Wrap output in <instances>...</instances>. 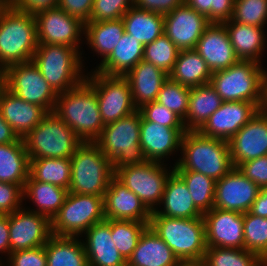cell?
I'll return each instance as SVG.
<instances>
[{"instance_id": "6da1fadb", "label": "cell", "mask_w": 267, "mask_h": 266, "mask_svg": "<svg viewBox=\"0 0 267 266\" xmlns=\"http://www.w3.org/2000/svg\"><path fill=\"white\" fill-rule=\"evenodd\" d=\"M180 151L174 171H194L218 181L234 168L228 141L204 136L199 131L184 133Z\"/></svg>"}, {"instance_id": "7a4b0ae2", "label": "cell", "mask_w": 267, "mask_h": 266, "mask_svg": "<svg viewBox=\"0 0 267 266\" xmlns=\"http://www.w3.org/2000/svg\"><path fill=\"white\" fill-rule=\"evenodd\" d=\"M37 46L34 14L6 3L0 9V67L32 61Z\"/></svg>"}, {"instance_id": "3957f363", "label": "cell", "mask_w": 267, "mask_h": 266, "mask_svg": "<svg viewBox=\"0 0 267 266\" xmlns=\"http://www.w3.org/2000/svg\"><path fill=\"white\" fill-rule=\"evenodd\" d=\"M54 113L83 142H94L105 126L101 119L95 90L86 81L58 94Z\"/></svg>"}, {"instance_id": "277c9868", "label": "cell", "mask_w": 267, "mask_h": 266, "mask_svg": "<svg viewBox=\"0 0 267 266\" xmlns=\"http://www.w3.org/2000/svg\"><path fill=\"white\" fill-rule=\"evenodd\" d=\"M32 61L57 94L77 87L86 79L82 53L74 47L38 43Z\"/></svg>"}, {"instance_id": "5b68a950", "label": "cell", "mask_w": 267, "mask_h": 266, "mask_svg": "<svg viewBox=\"0 0 267 266\" xmlns=\"http://www.w3.org/2000/svg\"><path fill=\"white\" fill-rule=\"evenodd\" d=\"M149 226L179 260L203 261L207 250L203 217L173 218L151 215Z\"/></svg>"}, {"instance_id": "8992f818", "label": "cell", "mask_w": 267, "mask_h": 266, "mask_svg": "<svg viewBox=\"0 0 267 266\" xmlns=\"http://www.w3.org/2000/svg\"><path fill=\"white\" fill-rule=\"evenodd\" d=\"M142 116L137 110L115 122L106 124L94 143L111 161L113 171L126 165L146 161L140 145Z\"/></svg>"}, {"instance_id": "52a82bcc", "label": "cell", "mask_w": 267, "mask_h": 266, "mask_svg": "<svg viewBox=\"0 0 267 266\" xmlns=\"http://www.w3.org/2000/svg\"><path fill=\"white\" fill-rule=\"evenodd\" d=\"M265 72L262 64L239 60L227 69L212 72L210 85L224 102L246 101L261 109Z\"/></svg>"}, {"instance_id": "ba28073f", "label": "cell", "mask_w": 267, "mask_h": 266, "mask_svg": "<svg viewBox=\"0 0 267 266\" xmlns=\"http://www.w3.org/2000/svg\"><path fill=\"white\" fill-rule=\"evenodd\" d=\"M70 159L69 193L104 197L115 172L101 149L94 142H83Z\"/></svg>"}, {"instance_id": "9c48e42d", "label": "cell", "mask_w": 267, "mask_h": 266, "mask_svg": "<svg viewBox=\"0 0 267 266\" xmlns=\"http://www.w3.org/2000/svg\"><path fill=\"white\" fill-rule=\"evenodd\" d=\"M23 140L29 158H70L83 143L54 112L47 113Z\"/></svg>"}, {"instance_id": "30bf717a", "label": "cell", "mask_w": 267, "mask_h": 266, "mask_svg": "<svg viewBox=\"0 0 267 266\" xmlns=\"http://www.w3.org/2000/svg\"><path fill=\"white\" fill-rule=\"evenodd\" d=\"M104 197L68 193L51 220L52 235L82 237L95 223L105 220Z\"/></svg>"}, {"instance_id": "8fae6325", "label": "cell", "mask_w": 267, "mask_h": 266, "mask_svg": "<svg viewBox=\"0 0 267 266\" xmlns=\"http://www.w3.org/2000/svg\"><path fill=\"white\" fill-rule=\"evenodd\" d=\"M165 166V163L145 161L120 167L115 176L140 198L150 212H154L161 204L166 181L174 171V167L169 170Z\"/></svg>"}, {"instance_id": "7c38bea8", "label": "cell", "mask_w": 267, "mask_h": 266, "mask_svg": "<svg viewBox=\"0 0 267 266\" xmlns=\"http://www.w3.org/2000/svg\"><path fill=\"white\" fill-rule=\"evenodd\" d=\"M4 87L22 100L42 107L47 113L54 112L58 94L33 61L6 67Z\"/></svg>"}, {"instance_id": "4fadbf2b", "label": "cell", "mask_w": 267, "mask_h": 266, "mask_svg": "<svg viewBox=\"0 0 267 266\" xmlns=\"http://www.w3.org/2000/svg\"><path fill=\"white\" fill-rule=\"evenodd\" d=\"M89 73L85 81L95 90L104 125L137 111L129 82L124 76H109L95 70Z\"/></svg>"}, {"instance_id": "5bb4252c", "label": "cell", "mask_w": 267, "mask_h": 266, "mask_svg": "<svg viewBox=\"0 0 267 266\" xmlns=\"http://www.w3.org/2000/svg\"><path fill=\"white\" fill-rule=\"evenodd\" d=\"M34 16L38 43L68 45L80 51L85 23L59 7L38 11Z\"/></svg>"}, {"instance_id": "9a60e30c", "label": "cell", "mask_w": 267, "mask_h": 266, "mask_svg": "<svg viewBox=\"0 0 267 266\" xmlns=\"http://www.w3.org/2000/svg\"><path fill=\"white\" fill-rule=\"evenodd\" d=\"M10 253L43 246L52 236L51 220L25 207L9 214Z\"/></svg>"}, {"instance_id": "2e32d148", "label": "cell", "mask_w": 267, "mask_h": 266, "mask_svg": "<svg viewBox=\"0 0 267 266\" xmlns=\"http://www.w3.org/2000/svg\"><path fill=\"white\" fill-rule=\"evenodd\" d=\"M203 219L207 248L244 249L243 213L212 208Z\"/></svg>"}, {"instance_id": "e0dca14e", "label": "cell", "mask_w": 267, "mask_h": 266, "mask_svg": "<svg viewBox=\"0 0 267 266\" xmlns=\"http://www.w3.org/2000/svg\"><path fill=\"white\" fill-rule=\"evenodd\" d=\"M210 24L206 16L184 3L164 15V34L180 51L195 49Z\"/></svg>"}, {"instance_id": "ac0fdd59", "label": "cell", "mask_w": 267, "mask_h": 266, "mask_svg": "<svg viewBox=\"0 0 267 266\" xmlns=\"http://www.w3.org/2000/svg\"><path fill=\"white\" fill-rule=\"evenodd\" d=\"M260 188L237 168H233L215 183L214 207L221 210L247 213Z\"/></svg>"}, {"instance_id": "d6986e66", "label": "cell", "mask_w": 267, "mask_h": 266, "mask_svg": "<svg viewBox=\"0 0 267 266\" xmlns=\"http://www.w3.org/2000/svg\"><path fill=\"white\" fill-rule=\"evenodd\" d=\"M259 110L255 103L223 101L198 131L207 137L229 141Z\"/></svg>"}, {"instance_id": "ffe728a7", "label": "cell", "mask_w": 267, "mask_h": 266, "mask_svg": "<svg viewBox=\"0 0 267 266\" xmlns=\"http://www.w3.org/2000/svg\"><path fill=\"white\" fill-rule=\"evenodd\" d=\"M231 160L240 163L267 155V113L261 109L229 141Z\"/></svg>"}, {"instance_id": "44dd1931", "label": "cell", "mask_w": 267, "mask_h": 266, "mask_svg": "<svg viewBox=\"0 0 267 266\" xmlns=\"http://www.w3.org/2000/svg\"><path fill=\"white\" fill-rule=\"evenodd\" d=\"M186 131L185 127H166L142 117L140 145L146 161L164 163L169 155L180 150Z\"/></svg>"}, {"instance_id": "7402d4cb", "label": "cell", "mask_w": 267, "mask_h": 266, "mask_svg": "<svg viewBox=\"0 0 267 266\" xmlns=\"http://www.w3.org/2000/svg\"><path fill=\"white\" fill-rule=\"evenodd\" d=\"M104 215L106 219L111 220L150 222L151 212L140 198L114 175L104 195Z\"/></svg>"}, {"instance_id": "603a6c76", "label": "cell", "mask_w": 267, "mask_h": 266, "mask_svg": "<svg viewBox=\"0 0 267 266\" xmlns=\"http://www.w3.org/2000/svg\"><path fill=\"white\" fill-rule=\"evenodd\" d=\"M195 50L212 72L227 69L239 61L223 23H211L198 40Z\"/></svg>"}, {"instance_id": "cb8c5ba5", "label": "cell", "mask_w": 267, "mask_h": 266, "mask_svg": "<svg viewBox=\"0 0 267 266\" xmlns=\"http://www.w3.org/2000/svg\"><path fill=\"white\" fill-rule=\"evenodd\" d=\"M84 235L83 244L89 266H127V261L112 240L111 219L95 223Z\"/></svg>"}, {"instance_id": "d4e9b609", "label": "cell", "mask_w": 267, "mask_h": 266, "mask_svg": "<svg viewBox=\"0 0 267 266\" xmlns=\"http://www.w3.org/2000/svg\"><path fill=\"white\" fill-rule=\"evenodd\" d=\"M0 113L21 139L47 114L42 107L22 100L4 86L0 90Z\"/></svg>"}, {"instance_id": "484cf974", "label": "cell", "mask_w": 267, "mask_h": 266, "mask_svg": "<svg viewBox=\"0 0 267 266\" xmlns=\"http://www.w3.org/2000/svg\"><path fill=\"white\" fill-rule=\"evenodd\" d=\"M124 77L129 82L132 101L138 109L146 103L156 101L158 93L169 75L153 64L142 60Z\"/></svg>"}, {"instance_id": "4316f807", "label": "cell", "mask_w": 267, "mask_h": 266, "mask_svg": "<svg viewBox=\"0 0 267 266\" xmlns=\"http://www.w3.org/2000/svg\"><path fill=\"white\" fill-rule=\"evenodd\" d=\"M161 205H163L162 209L160 208ZM159 208L151 212V215L173 218L203 217V213L193 203L185 182L174 171L169 175L166 181Z\"/></svg>"}, {"instance_id": "83f0119b", "label": "cell", "mask_w": 267, "mask_h": 266, "mask_svg": "<svg viewBox=\"0 0 267 266\" xmlns=\"http://www.w3.org/2000/svg\"><path fill=\"white\" fill-rule=\"evenodd\" d=\"M229 34L230 42L239 60L254 61L261 64L266 48L264 27L241 24L231 20L223 22Z\"/></svg>"}, {"instance_id": "f1b7e54d", "label": "cell", "mask_w": 267, "mask_h": 266, "mask_svg": "<svg viewBox=\"0 0 267 266\" xmlns=\"http://www.w3.org/2000/svg\"><path fill=\"white\" fill-rule=\"evenodd\" d=\"M178 261L170 247L148 226L127 260V266H174Z\"/></svg>"}, {"instance_id": "f546056e", "label": "cell", "mask_w": 267, "mask_h": 266, "mask_svg": "<svg viewBox=\"0 0 267 266\" xmlns=\"http://www.w3.org/2000/svg\"><path fill=\"white\" fill-rule=\"evenodd\" d=\"M143 52L144 46L124 32L116 47L95 71L109 76H125L143 60Z\"/></svg>"}, {"instance_id": "4dcf8cb0", "label": "cell", "mask_w": 267, "mask_h": 266, "mask_svg": "<svg viewBox=\"0 0 267 266\" xmlns=\"http://www.w3.org/2000/svg\"><path fill=\"white\" fill-rule=\"evenodd\" d=\"M68 193V189L54 184L32 180L28 177L23 188V200L28 197L37 207L35 209H26L44 215L52 220L65 202Z\"/></svg>"}, {"instance_id": "1f68e13d", "label": "cell", "mask_w": 267, "mask_h": 266, "mask_svg": "<svg viewBox=\"0 0 267 266\" xmlns=\"http://www.w3.org/2000/svg\"><path fill=\"white\" fill-rule=\"evenodd\" d=\"M221 97L209 84L191 88L186 119L183 121L187 131H198L209 117L220 108Z\"/></svg>"}, {"instance_id": "d6a6232c", "label": "cell", "mask_w": 267, "mask_h": 266, "mask_svg": "<svg viewBox=\"0 0 267 266\" xmlns=\"http://www.w3.org/2000/svg\"><path fill=\"white\" fill-rule=\"evenodd\" d=\"M212 71L195 49L178 53L169 78L179 84L193 88L210 83Z\"/></svg>"}, {"instance_id": "836d02e7", "label": "cell", "mask_w": 267, "mask_h": 266, "mask_svg": "<svg viewBox=\"0 0 267 266\" xmlns=\"http://www.w3.org/2000/svg\"><path fill=\"white\" fill-rule=\"evenodd\" d=\"M29 177V157L23 139L0 144V182L24 188Z\"/></svg>"}, {"instance_id": "e575fe53", "label": "cell", "mask_w": 267, "mask_h": 266, "mask_svg": "<svg viewBox=\"0 0 267 266\" xmlns=\"http://www.w3.org/2000/svg\"><path fill=\"white\" fill-rule=\"evenodd\" d=\"M79 237L52 235L45 244L47 266H89Z\"/></svg>"}, {"instance_id": "d590c367", "label": "cell", "mask_w": 267, "mask_h": 266, "mask_svg": "<svg viewBox=\"0 0 267 266\" xmlns=\"http://www.w3.org/2000/svg\"><path fill=\"white\" fill-rule=\"evenodd\" d=\"M125 32L143 46L153 42L164 33V15L152 11L130 8L122 17Z\"/></svg>"}, {"instance_id": "8d00e7d4", "label": "cell", "mask_w": 267, "mask_h": 266, "mask_svg": "<svg viewBox=\"0 0 267 266\" xmlns=\"http://www.w3.org/2000/svg\"><path fill=\"white\" fill-rule=\"evenodd\" d=\"M125 32L122 18L103 22H87L85 24L86 44L96 54L102 57L103 62L116 47Z\"/></svg>"}, {"instance_id": "74e56055", "label": "cell", "mask_w": 267, "mask_h": 266, "mask_svg": "<svg viewBox=\"0 0 267 266\" xmlns=\"http://www.w3.org/2000/svg\"><path fill=\"white\" fill-rule=\"evenodd\" d=\"M70 158H29V177L68 189L71 182Z\"/></svg>"}, {"instance_id": "f35d334b", "label": "cell", "mask_w": 267, "mask_h": 266, "mask_svg": "<svg viewBox=\"0 0 267 266\" xmlns=\"http://www.w3.org/2000/svg\"><path fill=\"white\" fill-rule=\"evenodd\" d=\"M186 184L193 203L202 212L214 207L215 183L212 178L194 171H174Z\"/></svg>"}, {"instance_id": "ab89813d", "label": "cell", "mask_w": 267, "mask_h": 266, "mask_svg": "<svg viewBox=\"0 0 267 266\" xmlns=\"http://www.w3.org/2000/svg\"><path fill=\"white\" fill-rule=\"evenodd\" d=\"M204 266H267L257 254L245 249L211 247L207 248Z\"/></svg>"}, {"instance_id": "60d3db41", "label": "cell", "mask_w": 267, "mask_h": 266, "mask_svg": "<svg viewBox=\"0 0 267 266\" xmlns=\"http://www.w3.org/2000/svg\"><path fill=\"white\" fill-rule=\"evenodd\" d=\"M148 226L149 222L111 220L112 240L126 261L136 248L141 234Z\"/></svg>"}, {"instance_id": "b9f144b4", "label": "cell", "mask_w": 267, "mask_h": 266, "mask_svg": "<svg viewBox=\"0 0 267 266\" xmlns=\"http://www.w3.org/2000/svg\"><path fill=\"white\" fill-rule=\"evenodd\" d=\"M179 48L163 33L153 42L144 46L143 61L170 74L177 60Z\"/></svg>"}, {"instance_id": "7bdbcfd3", "label": "cell", "mask_w": 267, "mask_h": 266, "mask_svg": "<svg viewBox=\"0 0 267 266\" xmlns=\"http://www.w3.org/2000/svg\"><path fill=\"white\" fill-rule=\"evenodd\" d=\"M244 249L259 255L267 263V218L243 213Z\"/></svg>"}, {"instance_id": "ee69618b", "label": "cell", "mask_w": 267, "mask_h": 266, "mask_svg": "<svg viewBox=\"0 0 267 266\" xmlns=\"http://www.w3.org/2000/svg\"><path fill=\"white\" fill-rule=\"evenodd\" d=\"M191 88L168 78L158 93L156 102L174 112L183 121L186 119Z\"/></svg>"}, {"instance_id": "f6af8a7d", "label": "cell", "mask_w": 267, "mask_h": 266, "mask_svg": "<svg viewBox=\"0 0 267 266\" xmlns=\"http://www.w3.org/2000/svg\"><path fill=\"white\" fill-rule=\"evenodd\" d=\"M230 20L264 27L267 24V0H235Z\"/></svg>"}, {"instance_id": "bcb514c9", "label": "cell", "mask_w": 267, "mask_h": 266, "mask_svg": "<svg viewBox=\"0 0 267 266\" xmlns=\"http://www.w3.org/2000/svg\"><path fill=\"white\" fill-rule=\"evenodd\" d=\"M134 6V0H94L89 22L122 18Z\"/></svg>"}, {"instance_id": "7dc6e473", "label": "cell", "mask_w": 267, "mask_h": 266, "mask_svg": "<svg viewBox=\"0 0 267 266\" xmlns=\"http://www.w3.org/2000/svg\"><path fill=\"white\" fill-rule=\"evenodd\" d=\"M137 110L147 121H152L166 127H185L183 120L179 116L156 101L146 103Z\"/></svg>"}, {"instance_id": "c3c4849f", "label": "cell", "mask_w": 267, "mask_h": 266, "mask_svg": "<svg viewBox=\"0 0 267 266\" xmlns=\"http://www.w3.org/2000/svg\"><path fill=\"white\" fill-rule=\"evenodd\" d=\"M8 266H47L45 245L11 252Z\"/></svg>"}, {"instance_id": "681fc988", "label": "cell", "mask_w": 267, "mask_h": 266, "mask_svg": "<svg viewBox=\"0 0 267 266\" xmlns=\"http://www.w3.org/2000/svg\"><path fill=\"white\" fill-rule=\"evenodd\" d=\"M23 188L17 184L0 182V215H7L23 206Z\"/></svg>"}, {"instance_id": "f907efd6", "label": "cell", "mask_w": 267, "mask_h": 266, "mask_svg": "<svg viewBox=\"0 0 267 266\" xmlns=\"http://www.w3.org/2000/svg\"><path fill=\"white\" fill-rule=\"evenodd\" d=\"M236 168L259 188L267 186V155L242 162Z\"/></svg>"}, {"instance_id": "816d5d0a", "label": "cell", "mask_w": 267, "mask_h": 266, "mask_svg": "<svg viewBox=\"0 0 267 266\" xmlns=\"http://www.w3.org/2000/svg\"><path fill=\"white\" fill-rule=\"evenodd\" d=\"M93 3L94 0H59L57 7L86 24L89 22Z\"/></svg>"}, {"instance_id": "f5cc1de1", "label": "cell", "mask_w": 267, "mask_h": 266, "mask_svg": "<svg viewBox=\"0 0 267 266\" xmlns=\"http://www.w3.org/2000/svg\"><path fill=\"white\" fill-rule=\"evenodd\" d=\"M184 3L185 0H134V7L165 15Z\"/></svg>"}, {"instance_id": "db71d44e", "label": "cell", "mask_w": 267, "mask_h": 266, "mask_svg": "<svg viewBox=\"0 0 267 266\" xmlns=\"http://www.w3.org/2000/svg\"><path fill=\"white\" fill-rule=\"evenodd\" d=\"M59 0H7V3L16 10L35 14L38 11L56 8Z\"/></svg>"}, {"instance_id": "11a10c76", "label": "cell", "mask_w": 267, "mask_h": 266, "mask_svg": "<svg viewBox=\"0 0 267 266\" xmlns=\"http://www.w3.org/2000/svg\"><path fill=\"white\" fill-rule=\"evenodd\" d=\"M235 0H210V22L223 23L232 18Z\"/></svg>"}, {"instance_id": "9f6ffc18", "label": "cell", "mask_w": 267, "mask_h": 266, "mask_svg": "<svg viewBox=\"0 0 267 266\" xmlns=\"http://www.w3.org/2000/svg\"><path fill=\"white\" fill-rule=\"evenodd\" d=\"M9 214L0 215V253L10 254V240H9ZM0 260V266L4 264Z\"/></svg>"}, {"instance_id": "6f0895ef", "label": "cell", "mask_w": 267, "mask_h": 266, "mask_svg": "<svg viewBox=\"0 0 267 266\" xmlns=\"http://www.w3.org/2000/svg\"><path fill=\"white\" fill-rule=\"evenodd\" d=\"M249 212L255 216L267 218V186L260 188Z\"/></svg>"}, {"instance_id": "680465c9", "label": "cell", "mask_w": 267, "mask_h": 266, "mask_svg": "<svg viewBox=\"0 0 267 266\" xmlns=\"http://www.w3.org/2000/svg\"><path fill=\"white\" fill-rule=\"evenodd\" d=\"M19 139L13 128L3 119L0 113V144L14 143Z\"/></svg>"}, {"instance_id": "91938a15", "label": "cell", "mask_w": 267, "mask_h": 266, "mask_svg": "<svg viewBox=\"0 0 267 266\" xmlns=\"http://www.w3.org/2000/svg\"><path fill=\"white\" fill-rule=\"evenodd\" d=\"M185 3L210 21V0H185Z\"/></svg>"}, {"instance_id": "94428289", "label": "cell", "mask_w": 267, "mask_h": 266, "mask_svg": "<svg viewBox=\"0 0 267 266\" xmlns=\"http://www.w3.org/2000/svg\"><path fill=\"white\" fill-rule=\"evenodd\" d=\"M261 110L267 113V70L264 76L263 104H262Z\"/></svg>"}, {"instance_id": "6125c7cd", "label": "cell", "mask_w": 267, "mask_h": 266, "mask_svg": "<svg viewBox=\"0 0 267 266\" xmlns=\"http://www.w3.org/2000/svg\"><path fill=\"white\" fill-rule=\"evenodd\" d=\"M174 266H204L203 261L179 260Z\"/></svg>"}, {"instance_id": "be15d7a7", "label": "cell", "mask_w": 267, "mask_h": 266, "mask_svg": "<svg viewBox=\"0 0 267 266\" xmlns=\"http://www.w3.org/2000/svg\"><path fill=\"white\" fill-rule=\"evenodd\" d=\"M4 86V70L0 67V90Z\"/></svg>"}, {"instance_id": "e7e4bbea", "label": "cell", "mask_w": 267, "mask_h": 266, "mask_svg": "<svg viewBox=\"0 0 267 266\" xmlns=\"http://www.w3.org/2000/svg\"><path fill=\"white\" fill-rule=\"evenodd\" d=\"M7 3L6 0H0V9Z\"/></svg>"}]
</instances>
